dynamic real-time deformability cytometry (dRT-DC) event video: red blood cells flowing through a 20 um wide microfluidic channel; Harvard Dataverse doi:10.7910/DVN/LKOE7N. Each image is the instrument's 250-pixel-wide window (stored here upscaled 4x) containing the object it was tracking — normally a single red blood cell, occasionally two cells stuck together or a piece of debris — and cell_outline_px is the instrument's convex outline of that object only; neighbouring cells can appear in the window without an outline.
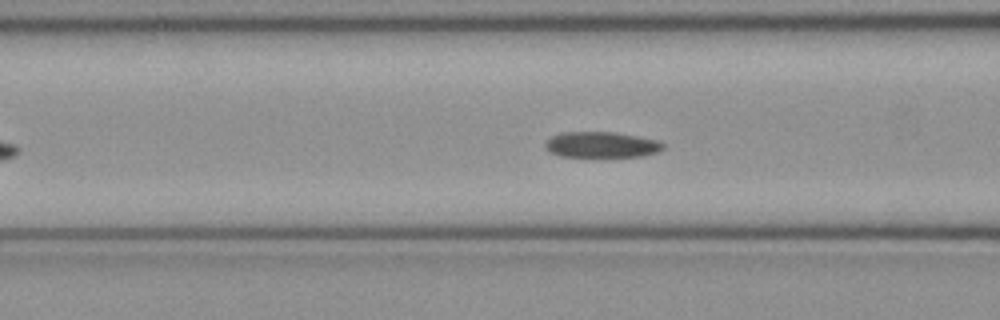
{"species": "common noctule bat (a hibernating species)", "species_latin": "Nyctalus noctula", "temperature_condition": "cold", "stored_images_in_passage": 42, "camera_frame_rate_fps": 3000, "um_per_image_px": 0.085, "animal": {"sex": "female", "body_mass_g": 21.9}, "frame": {"image": 1, "passage_image": 14, "time_ms": 4.333, "image_size_px": [1000, 320], "cell_outline_px": [[664, 148], [656, 152], [640, 156], [560, 156], [548, 152], [544, 148], [544, 144], [552, 136], [560, 132], [616, 132], [656, 140], [664, 144]], "centroid_in_image_um": [51.07, 12.29], "position_along_channel_um": 115.5, "area_um2": 17.57}}
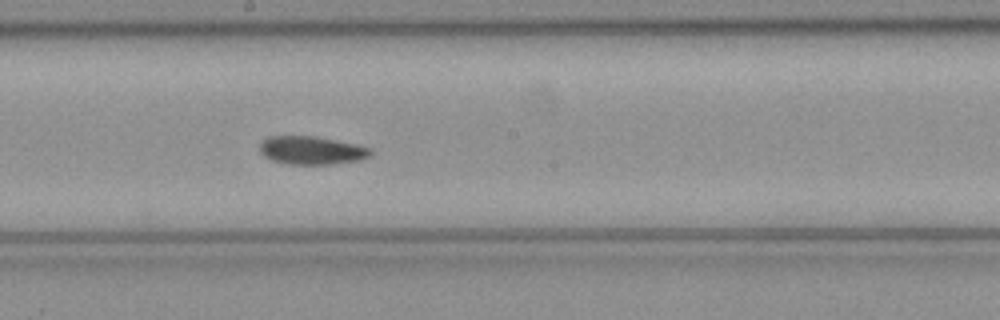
{"frame": {"image": 2, "passage_image": 22, "time_ms": 7.0, "image_size_px": [1000, 320], "cell_outline_px": [[372, 156], [360, 160], [332, 164], [288, 164], [272, 160], [264, 156], [260, 152], [260, 144], [268, 136], [316, 136], [356, 144], [372, 148]], "centroid_in_image_um": [26.52, 12.78], "position_along_channel_um": 221.7, "area_um2": 18.32}}
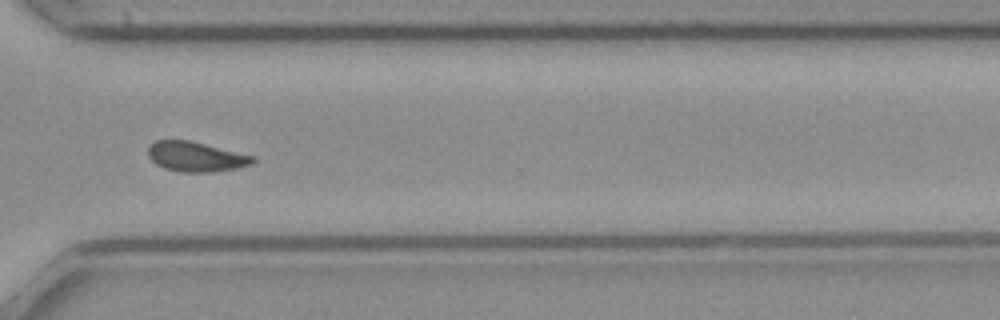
{"frame": {"image": 3, "passage_image": 32, "time_ms": 10.333, "image_size_px": [1000, 320], "cell_outline_px": [[256, 160], [252, 164], [236, 168], [212, 172], [180, 172], [164, 168], [156, 164], [148, 156], [148, 144], [156, 140], [188, 140], [256, 156]], "centroid_in_image_um": [16.64, 13.31], "position_along_channel_um": 354.0, "area_um2": 18.32}, "authors_computed_cell_mechanics": {"area_um2": 18.3226, "velocity_mm_per_s": 3.9738, "shape_relaxation_time_tau1_ms": 4.3744, "shape_relaxation_time_tau2_ms": 5.56, "deformation_change_tau1": 0.106, "deformation_change_tau2": 0.1148}}